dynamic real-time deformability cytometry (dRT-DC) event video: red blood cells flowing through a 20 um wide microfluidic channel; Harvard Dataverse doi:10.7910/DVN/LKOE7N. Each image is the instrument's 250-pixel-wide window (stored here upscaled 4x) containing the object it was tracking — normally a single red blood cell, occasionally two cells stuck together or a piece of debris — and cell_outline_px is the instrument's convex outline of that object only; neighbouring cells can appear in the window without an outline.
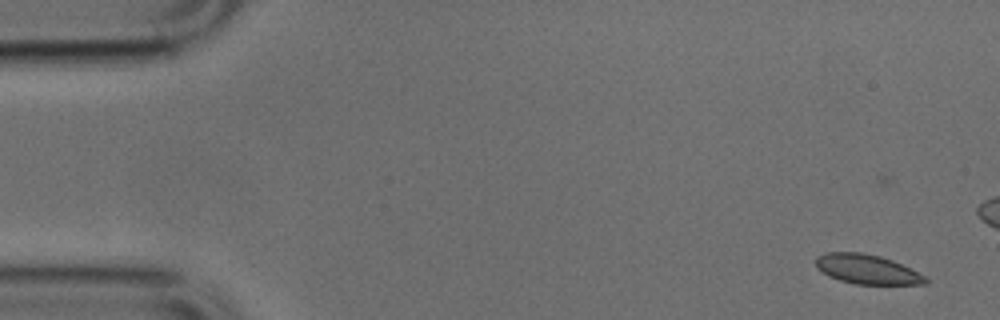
{"species": "common noctule bat (a hibernating species)", "species_latin": "Nyctalus noctula", "temperature_condition": "cold", "stored_images_in_passage": 16, "camera_frame_rate_fps": 3000, "um_per_image_px": 0.085, "animal": {"sex": "male", "body_mass_g": 17.9, "forearm_length_mm": 54.2}, "frame": {"image": 1, "passage_image": 3, "time_ms": 0.667, "image_size_px": [1000, 320], "cell_outline_px": [[928, 284], [856, 284], [840, 280], [828, 276], [816, 268], [816, 256], [828, 252], [860, 252], [880, 256], [892, 260], [924, 276], [928, 280]], "centroid_in_image_um": [73.65, 22.88], "position_along_channel_um": 11.4, "area_um2": 18.67}}